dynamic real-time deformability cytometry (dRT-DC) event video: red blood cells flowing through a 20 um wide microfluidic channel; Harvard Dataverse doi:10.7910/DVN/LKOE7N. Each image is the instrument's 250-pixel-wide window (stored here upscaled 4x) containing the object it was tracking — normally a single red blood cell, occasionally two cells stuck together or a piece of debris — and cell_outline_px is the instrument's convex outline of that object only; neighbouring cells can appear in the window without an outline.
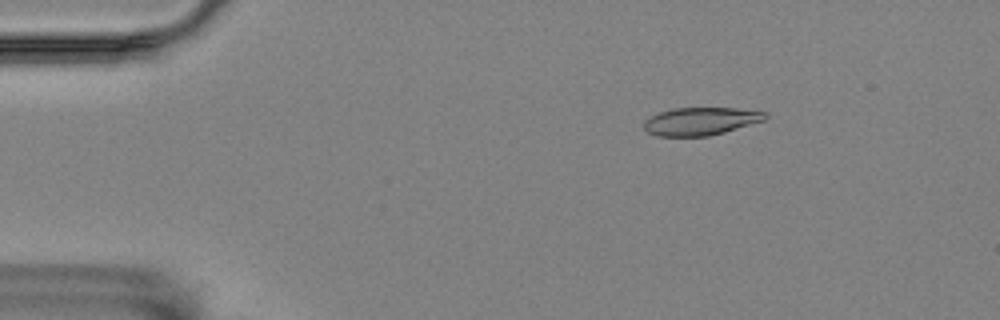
{"species": "Egyptian fruit bat (a non-hibernating species)", "species_latin": "Rousettus aegyptiacus", "temperature_condition": "room temperature", "stored_images_in_passage": 4, "camera_frame_rate_fps": 3000, "um_per_image_px": 0.085, "animal": {"sex": "female"}, "frame": {"image": 1, "passage_image": 3, "time_ms": 0.667, "image_size_px": [1000, 320], "cell_outline_px": [[768, 116], [764, 120], [724, 132], [708, 136], [656, 136], [648, 132], [644, 128], [644, 120], [660, 112], [672, 108], [736, 108], [768, 112]], "centroid_in_image_um": [59.56, 10.3], "position_along_channel_um": 25.4, "area_um2": 19.59}}